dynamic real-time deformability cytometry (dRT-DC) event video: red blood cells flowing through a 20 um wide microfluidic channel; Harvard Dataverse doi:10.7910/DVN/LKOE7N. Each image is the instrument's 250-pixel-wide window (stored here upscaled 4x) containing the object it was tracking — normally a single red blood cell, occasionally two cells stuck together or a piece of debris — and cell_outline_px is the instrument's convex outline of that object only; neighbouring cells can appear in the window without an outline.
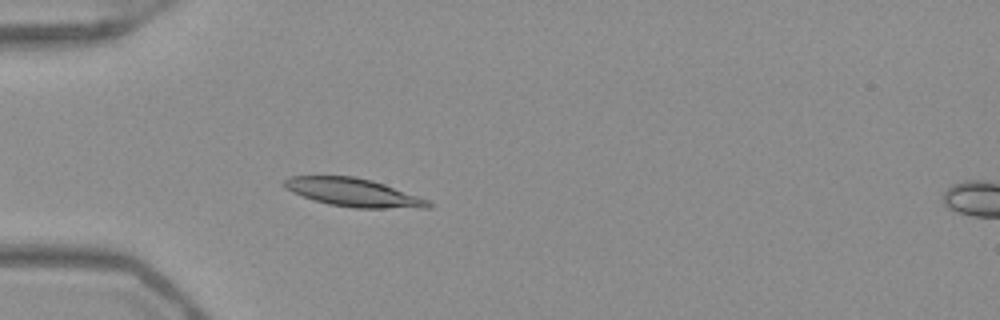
{"species": "Egyptian fruit bat (a non-hibernating species)", "species_latin": "Rousettus aegyptiacus", "temperature_condition": "warm", "stored_images_in_passage": 50, "camera_frame_rate_fps": 3000, "um_per_image_px": 0.085, "frame": {"image": 1, "passage_image": 14, "time_ms": 4.333, "image_size_px": [1000, 320], "cell_outline_px": [[432, 208], [352, 208], [328, 204], [292, 192], [284, 188], [280, 184], [288, 176], [356, 176], [372, 180], [384, 184], [428, 200], [432, 204]], "centroid_in_image_um": [30.0, 16.36], "position_along_channel_um": 55.0, "area_um2": 23.7}}
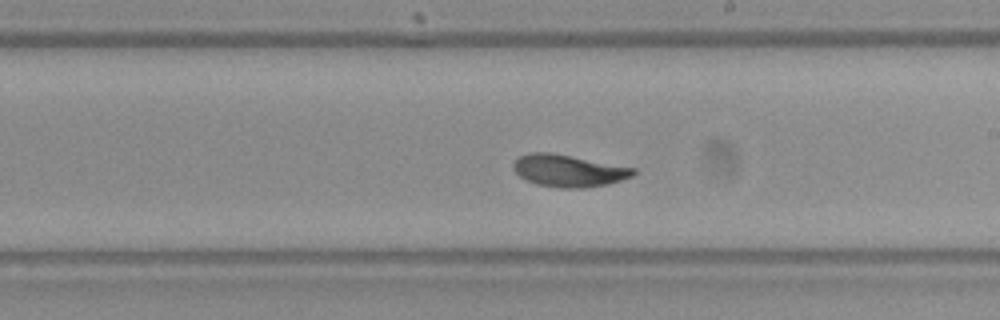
{"frame": {"image": 2, "passage_image": 29, "time_ms": 9.333, "image_size_px": [1000, 320], "cell_outline_px": [[636, 172], [632, 176], [608, 184], [584, 188], [560, 188], [536, 184], [520, 176], [512, 168], [512, 164], [520, 156], [532, 152], [548, 152], [636, 168]], "centroid_in_image_um": [48.32, 14.51], "position_along_channel_um": 240.7, "area_um2": 22.2}}
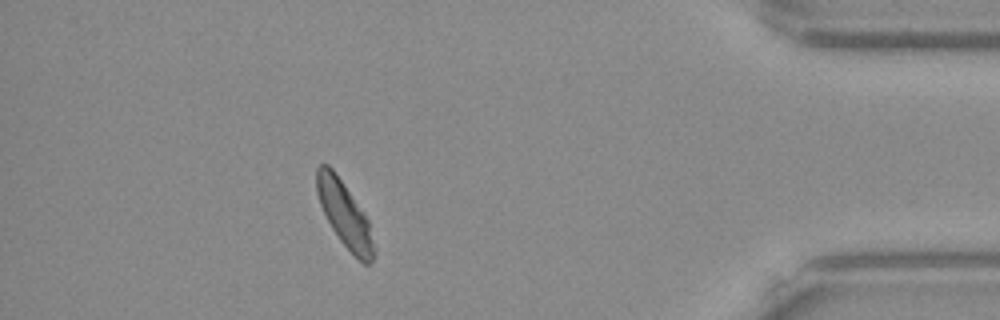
{"frame": {"image": 3, "passage_image": 45, "time_ms": 14.667, "image_size_px": [1000, 320], "cell_outline_px": [[376, 256], [368, 264], [364, 264], [340, 240], [332, 228], [320, 204], [316, 192], [316, 168], [320, 164], [328, 164], [332, 168], [344, 184], [368, 220]], "centroid_in_image_um": [29.27, 18.19], "position_along_channel_um": 405.9, "area_um2": 21.21}, "authors_computed_cell_mechanics": {"area_um2": 22.5131, "velocity_mm_per_s": 3.9112, "shape_relaxation_time_tau1_ms": 3.4403, "shape_relaxation_time_tau2_ms": 0.8394, "deformation_change_tau1": 0.1472, "deformation_change_tau2": 0.0492}}